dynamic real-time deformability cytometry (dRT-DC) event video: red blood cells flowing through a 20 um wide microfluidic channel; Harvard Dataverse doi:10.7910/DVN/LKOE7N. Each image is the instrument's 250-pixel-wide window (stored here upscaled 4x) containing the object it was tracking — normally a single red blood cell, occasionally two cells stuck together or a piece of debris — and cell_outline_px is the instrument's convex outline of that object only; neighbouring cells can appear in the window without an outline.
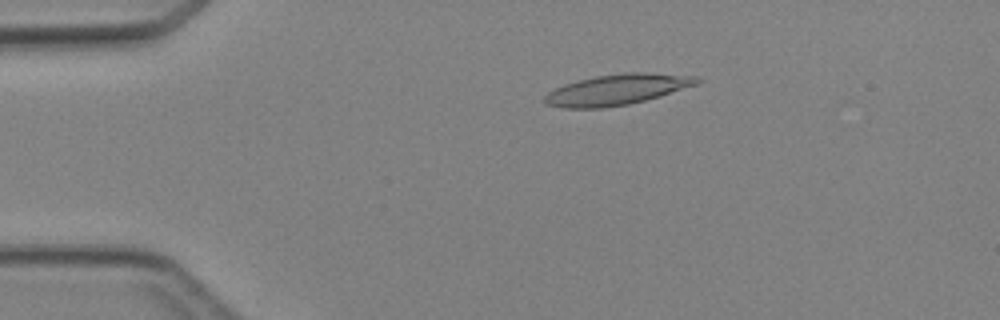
{"species": "Egyptian fruit bat (a non-hibernating species)", "species_latin": "Rousettus aegyptiacus", "temperature_condition": "cold", "stored_images_in_passage": 2, "camera_frame_rate_fps": 3000, "um_per_image_px": 0.085, "animal": {"sex": "female"}, "frame": {"image": 1, "passage_image": 1, "time_ms": 0.0, "image_size_px": [1000, 320], "cell_outline_px": [[700, 80], [696, 84], [660, 96], [628, 104], [604, 108], [564, 108], [544, 104], [544, 96], [548, 92], [564, 84], [596, 76], [624, 72], [648, 72], [696, 76]], "centroid_in_image_um": [52.41, 7.61], "position_along_channel_um": 32.6, "area_um2": 27.05}}